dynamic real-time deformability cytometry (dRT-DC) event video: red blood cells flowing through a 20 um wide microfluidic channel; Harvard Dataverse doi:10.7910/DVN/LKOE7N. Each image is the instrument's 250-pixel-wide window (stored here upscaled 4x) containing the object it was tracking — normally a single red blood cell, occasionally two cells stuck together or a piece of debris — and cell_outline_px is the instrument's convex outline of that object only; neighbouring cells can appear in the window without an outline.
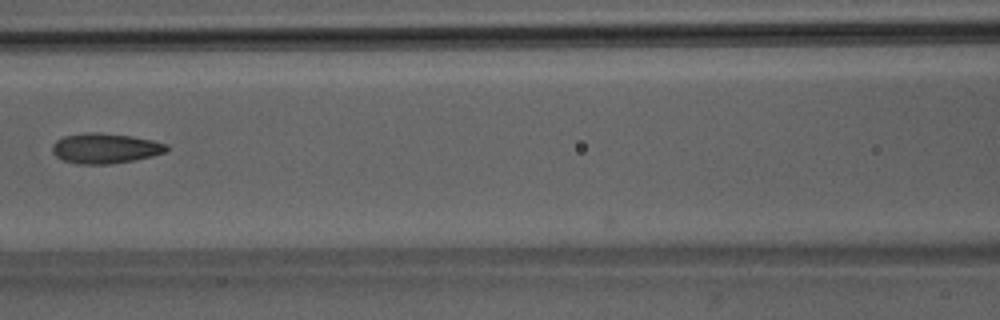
{"species": "Egyptian fruit bat (a non-hibernating species)", "species_latin": "Rousettus aegyptiacus", "temperature_condition": "room temperature", "stored_images_in_passage": 4, "camera_frame_rate_fps": 3000, "um_per_image_px": 0.085, "animal": {"sex": "male"}, "frame": {"image": 1, "passage_image": 4, "time_ms": 3.333, "image_size_px": [1000, 320], "cell_outline_px": [[168, 148], [164, 152], [152, 156], [132, 160], [108, 164], [76, 164], [64, 160], [56, 156], [52, 152], [52, 144], [56, 140], [64, 136], [84, 132], [100, 132], [132, 136], [152, 140], [168, 144]], "centroid_in_image_um": [8.91, 12.59], "position_along_channel_um": 157.7, "area_um2": 20.11}}